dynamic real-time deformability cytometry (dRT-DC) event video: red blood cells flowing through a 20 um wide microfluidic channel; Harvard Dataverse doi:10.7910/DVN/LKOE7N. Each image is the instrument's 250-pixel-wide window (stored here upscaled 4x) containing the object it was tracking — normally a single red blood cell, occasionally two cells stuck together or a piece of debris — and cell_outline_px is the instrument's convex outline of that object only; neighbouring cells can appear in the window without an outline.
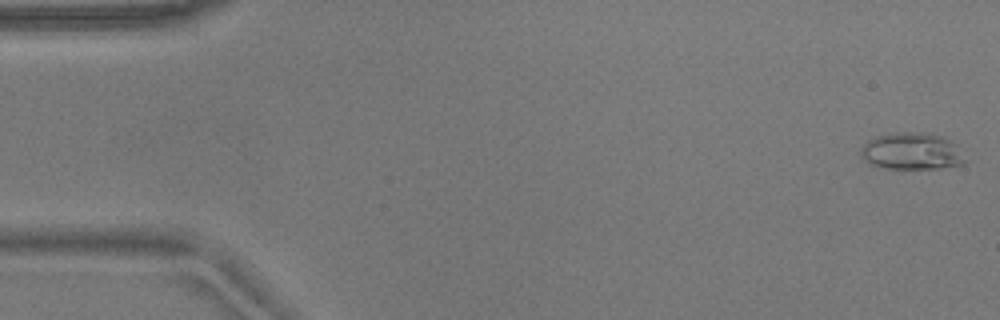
{"species": "common noctule bat (a hibernating species)", "species_latin": "Nyctalus noctula", "temperature_condition": "warm", "stored_images_in_passage": 54, "camera_frame_rate_fps": 3000, "um_per_image_px": 0.085, "animal": {"sex": "male", "body_mass_g": 17.9}, "frame": {"image": 1, "passage_image": 1, "time_ms": 0.0, "image_size_px": [1000, 320], "cell_outline_px": [[964, 164], [936, 168], [884, 168], [868, 164], [860, 156], [860, 148], [868, 140], [880, 136], [900, 132], [932, 132], [944, 136], [952, 144], [964, 160]], "centroid_in_image_um": [77.41, 12.85], "position_along_channel_um": 7.6, "area_um2": 22.08}}
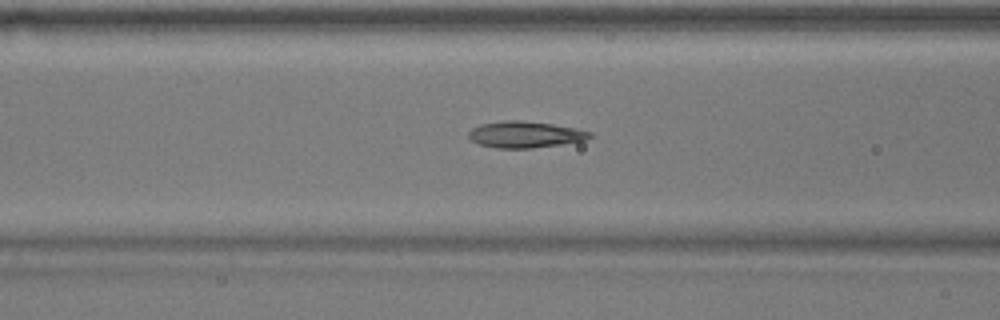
{"frame": {"image": 2, "passage_image": 21, "time_ms": 6.667, "image_size_px": [1000, 320], "cell_outline_px": [[592, 136], [584, 140], [560, 144], [532, 148], [496, 148], [480, 144], [472, 140], [468, 136], [468, 132], [472, 128], [480, 124], [504, 120], [516, 120], [552, 124], [576, 128], [592, 132]], "centroid_in_image_um": [44.61, 11.43], "position_along_channel_um": 122.0, "area_um2": 18.5}}
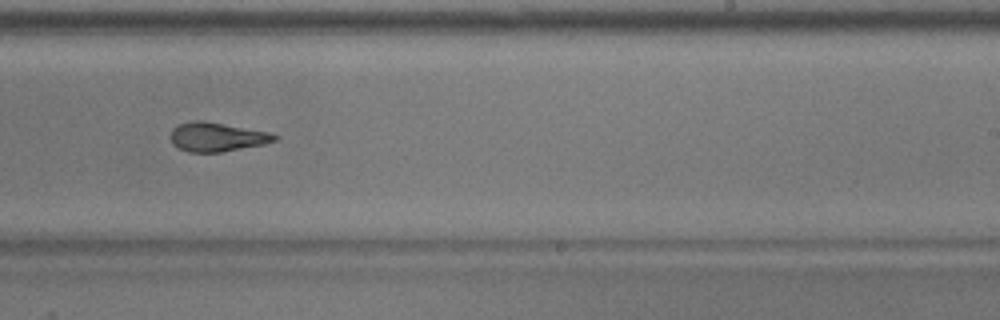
{"frame": {"image": 3, "passage_image": 33, "time_ms": 10.667, "image_size_px": [1000, 320], "cell_outline_px": [[280, 136], [276, 140], [264, 144], [220, 152], [188, 152], [176, 148], [172, 144], [168, 136], [172, 128], [180, 124], [196, 120], [200, 120], [268, 132]], "centroid_in_image_um": [18.37, 11.65], "position_along_channel_um": 270.6, "area_um2": 17.57}, "authors_computed_cell_mechanics": {"area_um2": 18.785, "velocity_mm_per_s": 3.7189, "shape_relaxation_time_tau1_ms": 5.4039, "shape_relaxation_time_tau2_ms": 2.0633, "deformation_change_tau1": 0.1719, "deformation_change_tau2": 0.0713}}